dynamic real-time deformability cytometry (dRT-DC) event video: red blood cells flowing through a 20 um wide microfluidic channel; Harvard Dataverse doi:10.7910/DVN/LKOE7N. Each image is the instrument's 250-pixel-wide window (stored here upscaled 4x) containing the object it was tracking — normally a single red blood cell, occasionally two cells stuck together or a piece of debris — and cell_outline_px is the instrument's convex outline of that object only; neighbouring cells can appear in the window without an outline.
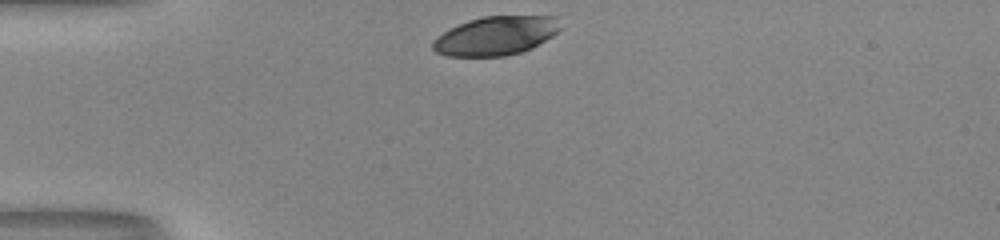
{"species": "human", "species_latin": "Homo sapiens", "temperature_condition": "room temperature", "stored_images_in_passage": 29, "camera_frame_rate_fps": 3000, "um_per_image_px": 0.085, "donor": {"sex": "male"}, "frame": {"image": 1, "passage_image": 1, "time_ms": 0.0, "image_size_px": [1000, 240], "cell_outline_px": [[560, 28], [552, 36], [532, 48], [520, 52], [504, 56], [448, 56], [436, 52], [432, 48], [432, 44], [444, 32], [468, 20], [484, 16], [556, 16]], "centroid_in_image_um": [42.16, 3.04], "position_along_channel_um": 42.8, "area_um2": 28.44}}
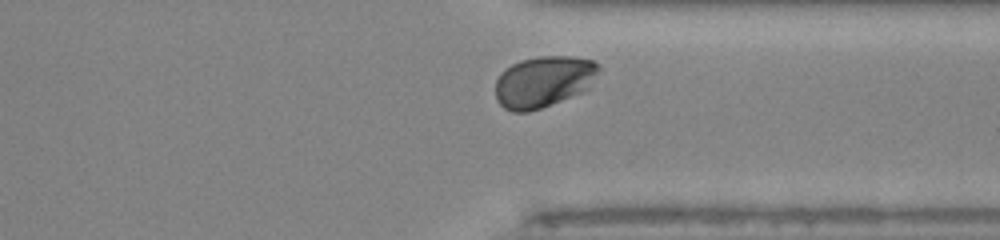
{"frame": {"image": 2, "passage_image": 27, "time_ms": 8.667, "image_size_px": [1000, 240], "cell_outline_px": [[600, 68], [588, 88], [584, 92], [540, 108], [528, 112], [512, 112], [504, 108], [496, 100], [496, 80], [500, 72], [504, 68], [520, 60], [540, 56], [572, 56], [592, 60], [600, 64]], "centroid_in_image_um": [46.19, 6.93], "position_along_channel_um": 365.2, "area_um2": 31.1}, "authors_computed_cell_mechanics": {"area_um2": 31.0964, "velocity_mm_per_s": 4.0936, "shape_relaxation_time_tau1_ms": 2.4002, "shape_relaxation_time_tau2_ms": null, "deformation_change_tau1": 0.1272, "deformation_change_tau2": null}}